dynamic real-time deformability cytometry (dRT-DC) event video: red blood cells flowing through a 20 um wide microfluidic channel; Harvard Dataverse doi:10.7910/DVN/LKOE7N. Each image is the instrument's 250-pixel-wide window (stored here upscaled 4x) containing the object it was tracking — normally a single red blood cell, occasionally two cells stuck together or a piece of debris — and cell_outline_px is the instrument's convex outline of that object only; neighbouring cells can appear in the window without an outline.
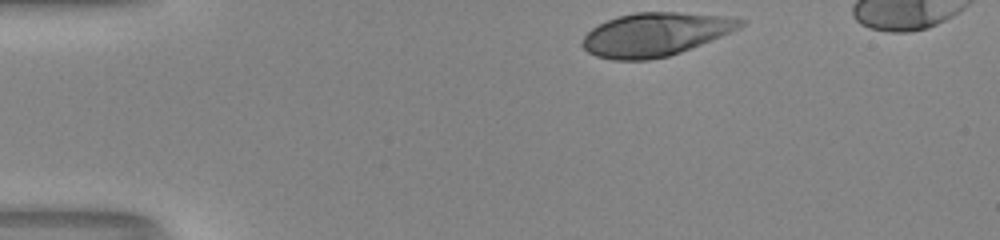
{"species": "human", "species_latin": "Homo sapiens", "temperature_condition": "room temperature", "stored_images_in_passage": 33, "camera_frame_rate_fps": 3000, "um_per_image_px": 0.085, "donor": {"sex": "male"}, "frame": {"image": 1, "passage_image": 1, "time_ms": 0.0, "image_size_px": [1000, 240], "cell_outline_px": [[748, 20], [740, 28], [732, 32], [680, 52], [668, 56], [648, 60], [612, 60], [596, 56], [588, 52], [580, 44], [584, 36], [592, 28], [616, 16], [636, 12], [680, 12], [724, 16]], "centroid_in_image_um": [55.7, 2.92], "position_along_channel_um": 29.3, "area_um2": 39.94}}
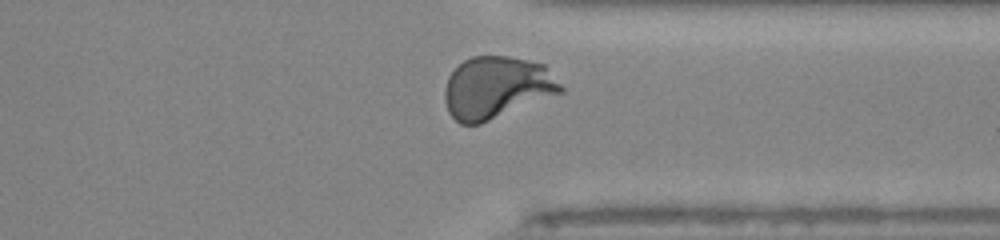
{"frame": {"image": 2, "passage_image": 31, "time_ms": 10.0, "image_size_px": [1000, 240], "cell_outline_px": [[564, 92], [480, 124], [460, 124], [448, 112], [444, 100], [444, 92], [448, 76], [464, 60], [472, 56], [508, 56], [528, 60], [544, 64], [564, 88]], "centroid_in_image_um": [42.21, 7.45], "position_along_channel_um": 369.2, "area_um2": 42.02}, "authors_computed_cell_mechanics": {"area_um2": 40.2288, "velocity_mm_per_s": 4.1378, "shape_relaxation_time_tau1_ms": 3.5138, "shape_relaxation_time_tau2_ms": null, "deformation_change_tau1": 0.2184, "deformation_change_tau2": null}}